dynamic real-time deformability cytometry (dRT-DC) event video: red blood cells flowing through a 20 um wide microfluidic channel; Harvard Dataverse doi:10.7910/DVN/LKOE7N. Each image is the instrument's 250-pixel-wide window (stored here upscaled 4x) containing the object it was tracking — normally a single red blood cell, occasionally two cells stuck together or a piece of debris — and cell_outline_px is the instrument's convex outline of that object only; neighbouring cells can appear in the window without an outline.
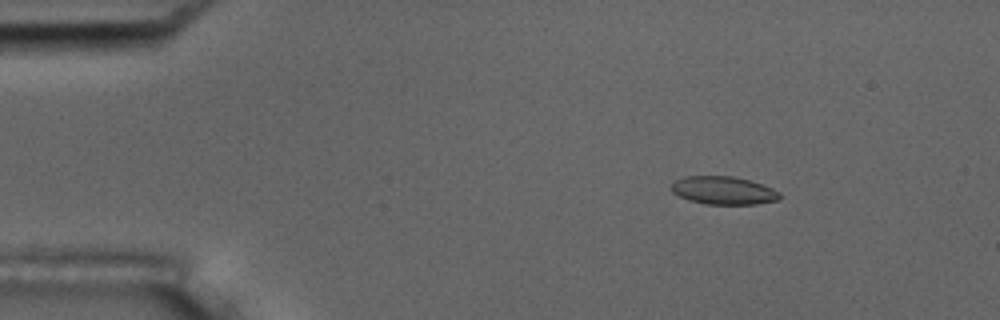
{"species": "common noctule bat (a hibernating species)", "species_latin": "Nyctalus noctula", "temperature_condition": "room temperature", "stored_images_in_passage": 54, "camera_frame_rate_fps": 3000, "um_per_image_px": 0.085, "animal": {"sex": "male", "body_mass_g": 17.5, "forearm_length_mm": 52.3}, "frame": {"image": 1, "passage_image": 8, "time_ms": 2.333, "image_size_px": [1000, 320], "cell_outline_px": [[780, 200], [756, 204], [704, 204], [688, 200], [672, 192], [672, 184], [676, 180], [684, 176], [732, 176], [748, 180], [772, 188], [780, 192]], "centroid_in_image_um": [61.5, 16.19], "position_along_channel_um": 23.5, "area_um2": 17.63}}
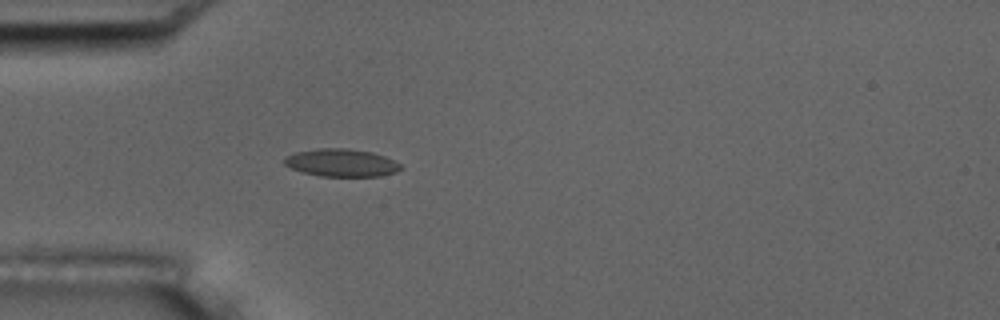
{"frame": {"image": 2, "passage_image": 16, "time_ms": 5.0, "image_size_px": [1000, 320], "cell_outline_px": [[404, 168], [396, 172], [380, 176], [320, 176], [304, 172], [292, 168], [284, 164], [284, 156], [296, 152], [316, 148], [344, 148], [372, 152], [384, 156], [400, 164]], "centroid_in_image_um": [29.02, 13.83], "position_along_channel_um": 56.0, "area_um2": 18.73}}
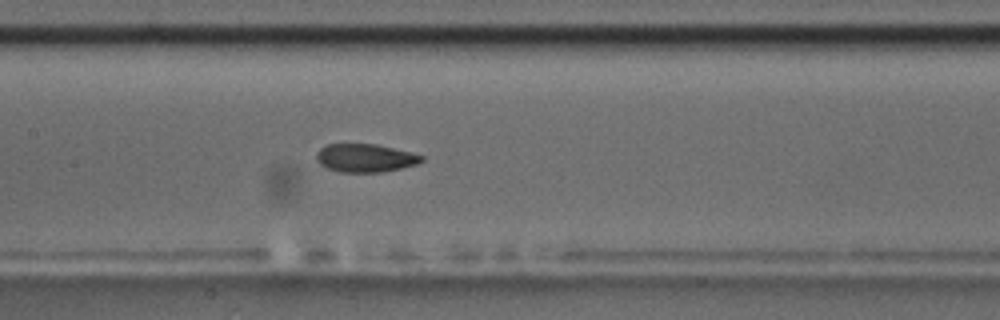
{"frame": {"image": 3, "passage_image": 26, "time_ms": 8.333, "image_size_px": [1000, 320], "cell_outline_px": [[424, 160], [416, 164], [384, 172], [340, 172], [328, 168], [320, 164], [316, 160], [316, 152], [320, 148], [328, 144], [376, 144], [424, 156]], "centroid_in_image_um": [31.01, 13.43], "position_along_channel_um": 176.4, "area_um2": 17.17}, "authors_computed_cell_mechanics": {"area_um2": 18.0336, "velocity_mm_per_s": 3.7814, "shape_relaxation_time_tau1_ms": null, "shape_relaxation_time_tau2_ms": 2.1961, "deformation_change_tau1": null, "deformation_change_tau2": 0.0755}}